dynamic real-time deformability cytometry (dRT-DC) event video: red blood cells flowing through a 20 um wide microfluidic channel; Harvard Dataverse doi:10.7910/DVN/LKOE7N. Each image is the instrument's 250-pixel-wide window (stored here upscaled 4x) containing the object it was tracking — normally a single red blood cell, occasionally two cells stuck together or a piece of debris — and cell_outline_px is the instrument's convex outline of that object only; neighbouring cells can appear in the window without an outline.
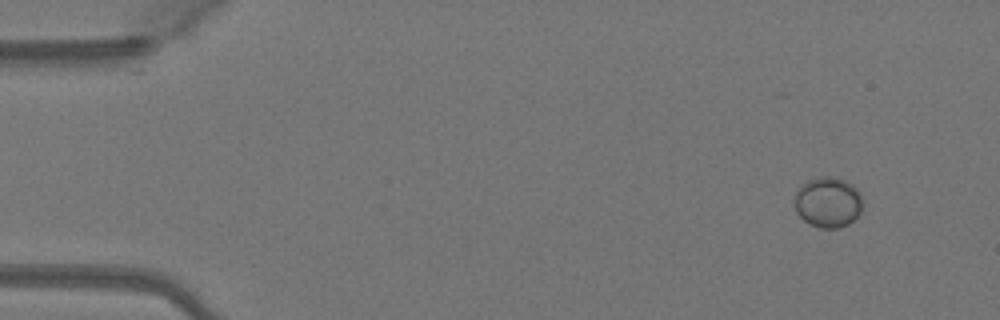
{"species": "Egyptian fruit bat (a non-hibernating species)", "species_latin": "Rousettus aegyptiacus", "temperature_condition": "warm", "stored_images_in_passage": 46, "camera_frame_rate_fps": 3000, "um_per_image_px": 0.085, "animal": {"sex": "female"}, "frame": {"image": 1, "passage_image": 1, "time_ms": 0.0, "image_size_px": [1000, 320], "cell_outline_px": [[864, 200], [860, 212], [848, 224], [836, 228], [820, 228], [808, 224], [796, 212], [792, 204], [792, 200], [796, 192], [808, 180], [820, 176], [832, 176], [844, 180], [852, 184], [860, 192]], "centroid_in_image_um": [70.36, 17.19], "position_along_channel_um": 14.6, "area_um2": 20.35}}
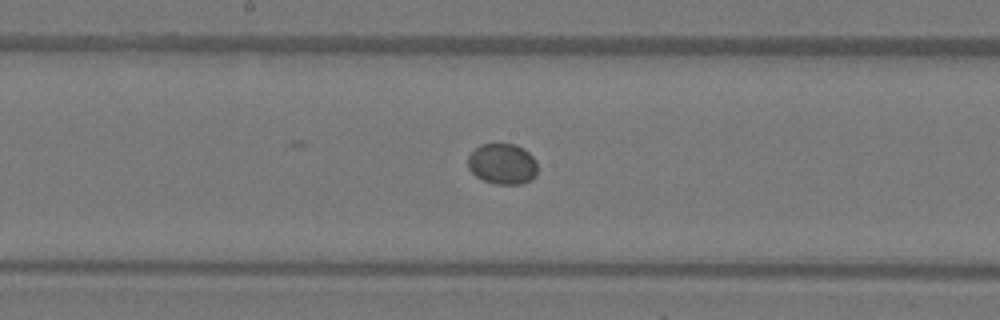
{"frame": {"image": 2, "passage_image": 23, "time_ms": 7.333, "image_size_px": [1000, 320], "cell_outline_px": [[536, 176], [532, 180], [520, 184], [496, 184], [484, 180], [476, 176], [468, 168], [468, 156], [480, 144], [516, 144], [524, 148], [536, 160]], "centroid_in_image_um": [42.72, 13.93], "position_along_channel_um": 205.5, "area_um2": 16.59}}
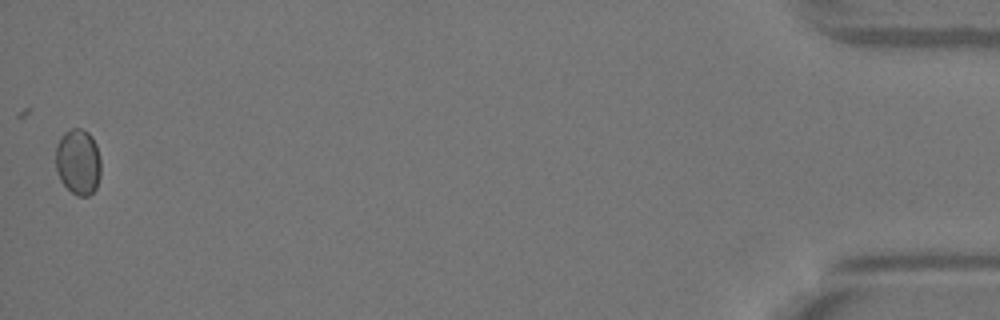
{"frame": {"image": 3, "passage_image": 46, "time_ms": 15.0, "image_size_px": [1000, 320], "cell_outline_px": [[100, 176], [96, 188], [88, 196], [76, 196], [60, 180], [56, 172], [56, 144], [60, 136], [64, 132], [72, 128], [80, 128], [88, 132], [92, 136], [96, 144], [100, 156]], "centroid_in_image_um": [6.64, 13.74], "position_along_channel_um": 428.6, "area_um2": 17.57}}